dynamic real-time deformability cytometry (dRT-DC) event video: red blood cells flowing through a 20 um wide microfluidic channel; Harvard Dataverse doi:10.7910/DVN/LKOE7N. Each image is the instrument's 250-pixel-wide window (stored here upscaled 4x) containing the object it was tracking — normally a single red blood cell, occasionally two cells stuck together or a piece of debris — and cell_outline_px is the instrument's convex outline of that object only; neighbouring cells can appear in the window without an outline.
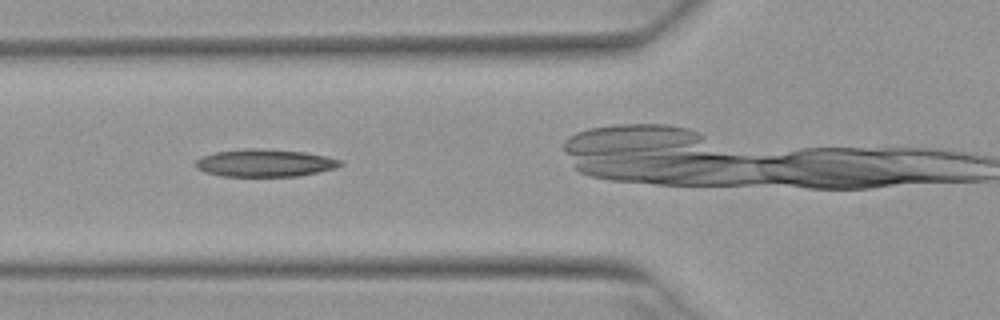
{"species": "Egyptian fruit bat (a non-hibernating species)", "species_latin": "Rousettus aegyptiacus", "temperature_condition": "warm", "stored_images_in_passage": 7, "camera_frame_rate_fps": 3000, "um_per_image_px": 0.085, "animal": {"sex": "female"}, "frame": {"image": 1, "passage_image": 4, "time_ms": 1.0, "image_size_px": [1000, 320], "cell_outline_px": [[344, 164], [336, 168], [320, 172], [300, 176], [220, 176], [204, 172], [196, 168], [196, 160], [204, 156], [216, 152], [248, 148], [252, 148], [304, 152], [344, 160]], "centroid_in_image_um": [22.55, 13.86], "position_along_channel_um": 103.2, "area_um2": 23.18}}